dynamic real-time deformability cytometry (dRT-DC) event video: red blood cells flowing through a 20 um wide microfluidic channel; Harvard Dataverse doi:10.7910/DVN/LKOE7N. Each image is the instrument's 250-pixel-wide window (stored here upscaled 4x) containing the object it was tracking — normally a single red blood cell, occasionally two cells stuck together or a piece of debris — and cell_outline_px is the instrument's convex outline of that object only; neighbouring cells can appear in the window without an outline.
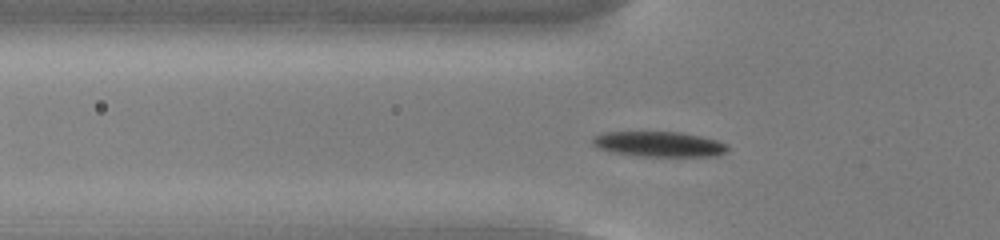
{"species": "common noctule bat (a hibernating species)", "species_latin": "Nyctalus noctula", "temperature_condition": "cold", "stored_images_in_passage": 50, "camera_frame_rate_fps": 3000, "um_per_image_px": 0.085, "animal": {"sex": "male", "body_mass_g": 13.0, "forearm_length_mm": 53.1}, "frame": {"image": 1, "passage_image": 14, "time_ms": 4.333, "image_size_px": [1000, 240], "cell_outline_px": [[728, 152], [716, 156], [636, 156], [612, 152], [600, 148], [592, 144], [592, 136], [604, 132], [680, 132], [700, 136], [716, 140], [728, 144]], "centroid_in_image_um": [56.02, 12.25], "position_along_channel_um": 69.8, "area_um2": 19.94}}
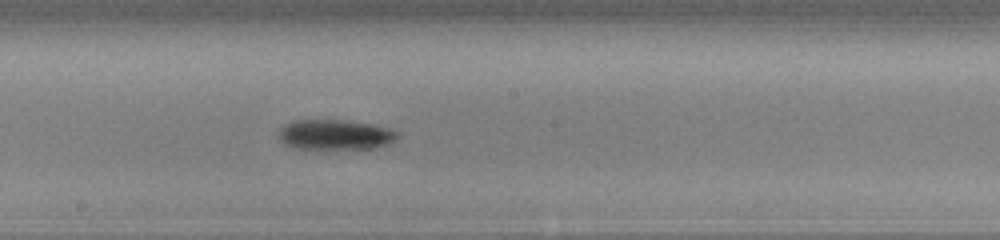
{"frame": {"image": 2, "passage_image": 26, "time_ms": 8.333, "image_size_px": [1000, 240], "cell_outline_px": [[400, 136], [388, 144], [376, 148], [292, 148], [284, 144], [280, 140], [276, 132], [284, 124], [292, 120], [344, 120], [376, 124], [400, 132]], "centroid_in_image_um": [28.48, 11.43], "position_along_channel_um": 219.7, "area_um2": 21.15}}
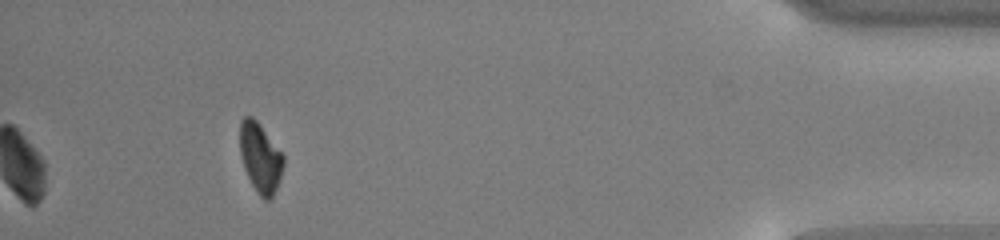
{"frame": {"image": 3, "passage_image": 46, "time_ms": 15.0, "image_size_px": [1000, 240], "cell_outline_px": [[284, 164], [280, 180], [272, 196], [268, 200], [264, 200], [256, 192], [244, 168], [240, 156], [240, 120], [244, 116], [252, 116], [256, 120], [284, 156]], "centroid_in_image_um": [22.11, 13.41], "position_along_channel_um": 413.1, "area_um2": 17.51}, "authors_computed_cell_mechanics": {"area_um2": 19.6231, "velocity_mm_per_s": 3.7787, "shape_relaxation_time_tau1_ms": 2.1803, "shape_relaxation_time_tau2_ms": null, "deformation_change_tau1": 0.1124, "deformation_change_tau2": null}}